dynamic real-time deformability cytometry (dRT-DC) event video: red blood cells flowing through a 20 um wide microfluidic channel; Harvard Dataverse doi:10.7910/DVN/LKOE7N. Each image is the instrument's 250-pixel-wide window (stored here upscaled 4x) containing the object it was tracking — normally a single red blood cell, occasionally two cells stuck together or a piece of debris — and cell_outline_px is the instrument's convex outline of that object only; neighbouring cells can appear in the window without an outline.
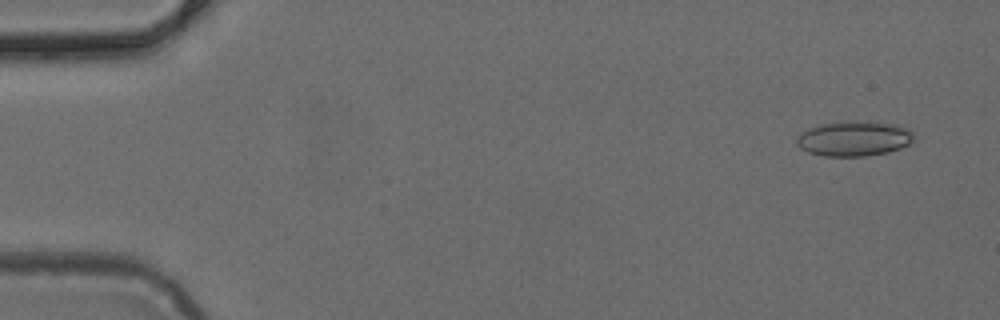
{"species": "common noctule bat (a hibernating species)", "species_latin": "Nyctalus noctula", "temperature_condition": "cold", "stored_images_in_passage": 4, "camera_frame_rate_fps": 3000, "um_per_image_px": 0.085, "animal": {"sex": "female", "body_mass_g": 24.6, "forearm_length_mm": 56.2}, "frame": {"image": 1, "passage_image": 1, "time_ms": 0.0, "image_size_px": [1000, 320], "cell_outline_px": [[912, 144], [888, 152], [868, 156], [824, 156], [808, 152], [800, 148], [796, 144], [796, 136], [808, 128], [816, 124], [840, 120], [856, 120], [896, 124], [908, 128], [912, 132]], "centroid_in_image_um": [72.56, 11.76], "position_along_channel_um": 12.4, "area_um2": 24.51}}
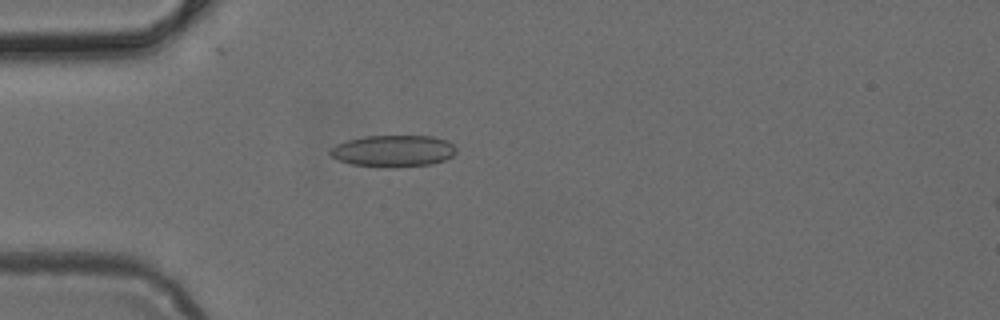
{"frame": {"image": 2, "passage_image": 4, "time_ms": 1.0, "image_size_px": [1000, 320], "cell_outline_px": [[456, 152], [452, 156], [444, 160], [432, 164], [396, 168], [380, 168], [352, 164], [340, 160], [332, 156], [328, 152], [336, 144], [348, 140], [364, 136], [432, 136], [448, 140], [456, 148]], "centroid_in_image_um": [33.45, 12.84], "position_along_channel_um": 51.6, "area_um2": 23.52}}